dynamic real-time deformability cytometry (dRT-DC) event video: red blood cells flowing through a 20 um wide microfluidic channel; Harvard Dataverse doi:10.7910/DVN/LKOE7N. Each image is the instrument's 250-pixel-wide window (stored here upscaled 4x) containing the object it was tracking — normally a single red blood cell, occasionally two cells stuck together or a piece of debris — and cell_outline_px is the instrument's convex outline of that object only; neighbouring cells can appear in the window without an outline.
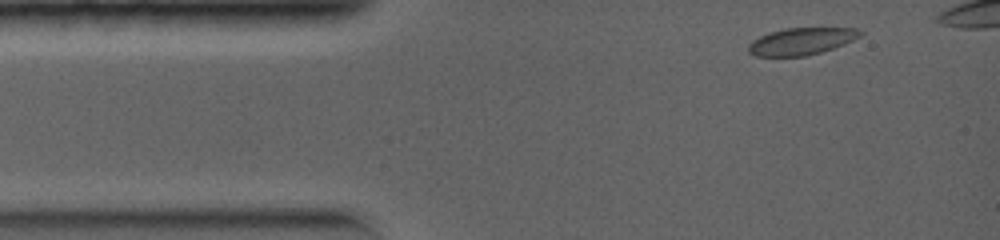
{"species": "common noctule bat (a hibernating species)", "species_latin": "Nyctalus noctula", "temperature_condition": "warm", "stored_images_in_passage": 5, "camera_frame_rate_fps": 5000, "um_per_image_px": 0.085, "animal": {"sex": "female", "body_mass_g": 19.0, "forearm_length_mm": 56.7}, "frame": {"image": 1, "passage_image": 1, "time_ms": 0.0, "image_size_px": [1000, 240], "cell_outline_px": [[864, 32], [860, 36], [844, 44], [808, 56], [756, 56], [748, 52], [748, 44], [752, 40], [760, 36], [784, 28], [856, 28]], "centroid_in_image_um": [68.1, 3.51], "position_along_channel_um": 16.9, "area_um2": 17.51}}